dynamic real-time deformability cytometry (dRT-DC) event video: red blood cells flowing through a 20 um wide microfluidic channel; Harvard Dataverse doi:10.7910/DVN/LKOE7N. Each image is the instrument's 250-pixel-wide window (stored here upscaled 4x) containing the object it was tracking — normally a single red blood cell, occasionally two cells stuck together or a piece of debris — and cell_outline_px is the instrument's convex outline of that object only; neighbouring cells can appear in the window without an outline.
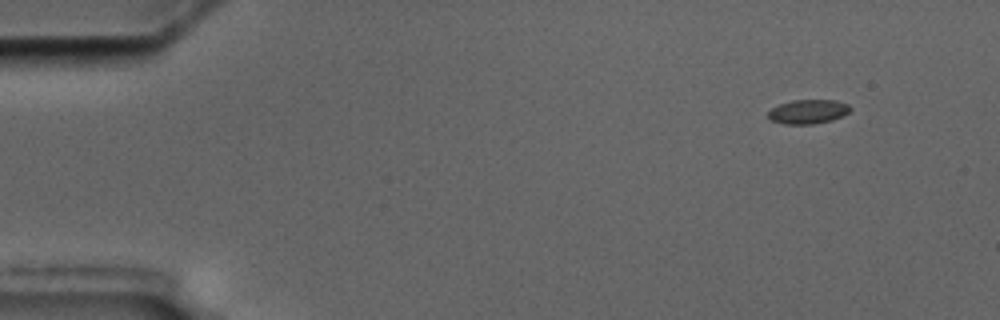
{"species": "common noctule bat (a hibernating species)", "species_latin": "Nyctalus noctula", "temperature_condition": "cold", "stored_images_in_passage": 6, "segment_of_instrument_passage": [2, 2], "camera_frame_rate_fps": 3000, "um_per_image_px": 0.085, "animal": {"sex": "male", "body_mass_g": 17.5, "forearm_length_mm": 52.3}, "frame": {"image": 1, "passage_image": 6, "time_ms": 5.667, "image_size_px": [1000, 320], "cell_outline_px": [[852, 108], [848, 112], [832, 120], [812, 124], [784, 124], [772, 120], [768, 116], [768, 112], [772, 108], [780, 104], [792, 100], [836, 100], [848, 104]], "centroid_in_image_um": [68.69, 9.48], "position_along_channel_um": 16.3, "area_um2": 11.44}}